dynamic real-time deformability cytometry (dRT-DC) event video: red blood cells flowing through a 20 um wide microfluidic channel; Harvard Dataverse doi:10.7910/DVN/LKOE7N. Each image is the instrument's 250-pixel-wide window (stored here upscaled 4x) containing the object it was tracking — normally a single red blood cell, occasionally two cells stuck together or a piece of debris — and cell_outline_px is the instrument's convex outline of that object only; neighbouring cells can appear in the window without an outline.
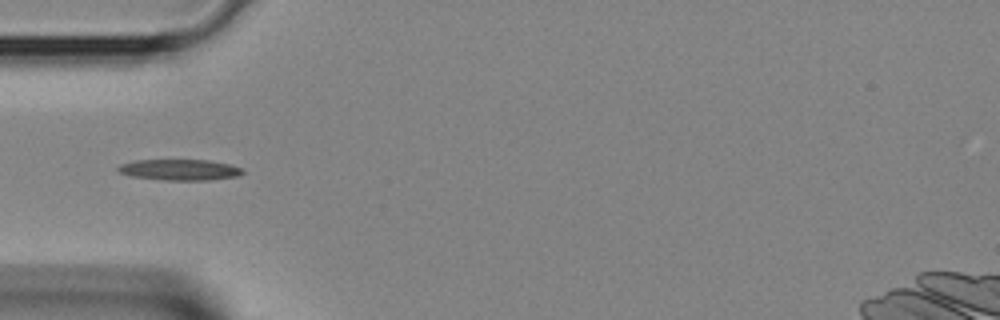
{"species": "Egyptian fruit bat (a non-hibernating species)", "species_latin": "Rousettus aegyptiacus", "temperature_condition": "room temperature", "stored_images_in_passage": 4, "camera_frame_rate_fps": 3000, "um_per_image_px": 0.085, "animal": {"sex": "female"}, "frame": {"image": 1, "passage_image": 4, "time_ms": 1.0, "image_size_px": [1000, 320], "cell_outline_px": [[244, 172], [240, 176], [212, 180], [164, 180], [132, 176], [120, 172], [116, 168], [120, 164], [136, 160], [208, 160], [228, 164], [244, 168]], "centroid_in_image_um": [15.32, 14.43], "position_along_channel_um": 69.7, "area_um2": 15.26}}